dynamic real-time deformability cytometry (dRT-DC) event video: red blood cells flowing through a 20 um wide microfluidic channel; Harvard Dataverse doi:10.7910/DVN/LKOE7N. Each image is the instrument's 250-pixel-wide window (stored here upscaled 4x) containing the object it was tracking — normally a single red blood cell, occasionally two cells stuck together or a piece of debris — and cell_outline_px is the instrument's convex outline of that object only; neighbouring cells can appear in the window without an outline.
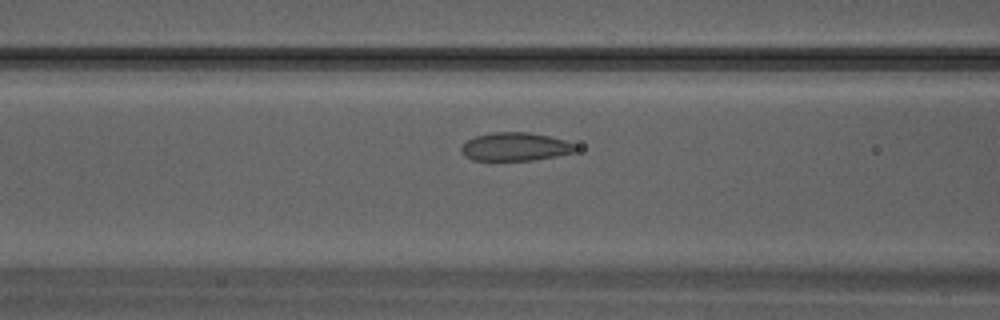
{"species": "Egyptian fruit bat (a non-hibernating species)", "species_latin": "Rousettus aegyptiacus", "temperature_condition": "warm", "stored_images_in_passage": 18, "camera_frame_rate_fps": 3000, "um_per_image_px": 0.085, "animal": {"sex": "male"}, "frame": {"image": 1, "passage_image": 4, "time_ms": 1.0, "image_size_px": [1000, 320], "cell_outline_px": [[576, 148], [572, 152], [556, 156], [532, 160], [472, 160], [464, 156], [460, 152], [460, 148], [468, 140], [476, 136], [492, 132], [528, 132], [548, 136], [564, 140], [576, 144]], "centroid_in_image_um": [43.76, 12.47], "position_along_channel_um": 122.8, "area_um2": 18.73}}
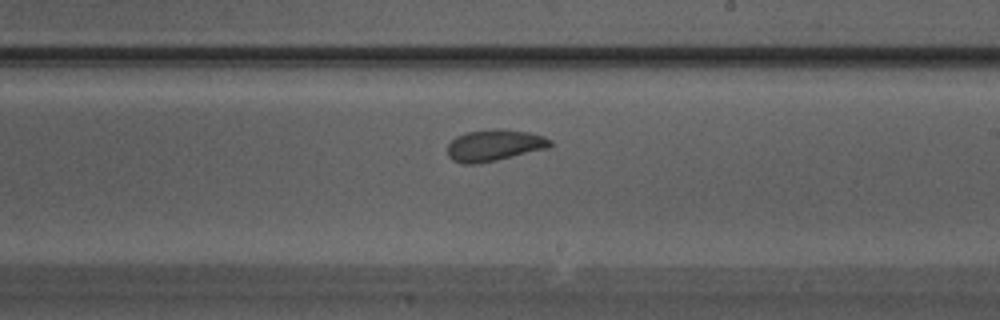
{"frame": {"image": 2, "passage_image": 10, "time_ms": 3.0, "image_size_px": [1000, 320], "cell_outline_px": [[552, 144], [548, 148], [496, 160], [476, 164], [460, 164], [452, 160], [448, 156], [448, 144], [456, 136], [468, 132], [492, 128], [528, 132], [544, 136], [552, 140]], "centroid_in_image_um": [42.0, 12.35], "position_along_channel_um": 247.0, "area_um2": 18.84}}
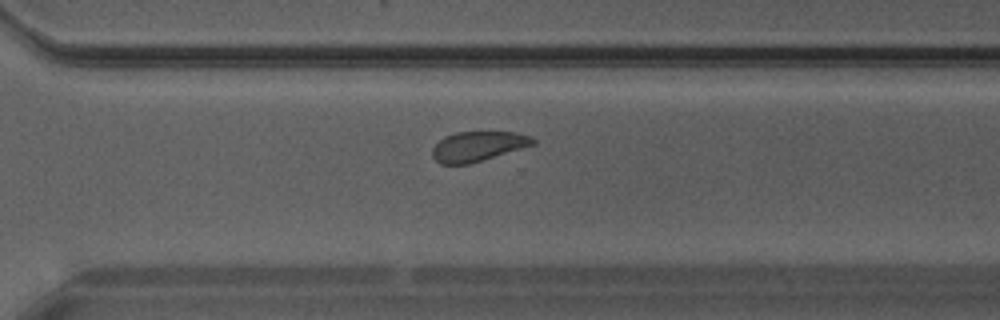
{"frame": {"image": 3, "passage_image": 14, "time_ms": 4.333, "image_size_px": [1000, 320], "cell_outline_px": [[536, 144], [468, 164], [440, 164], [432, 156], [432, 148], [444, 136], [456, 132], [516, 132], [532, 136], [536, 140]], "centroid_in_image_um": [40.63, 12.43], "position_along_channel_um": 330.0, "area_um2": 17.46}}